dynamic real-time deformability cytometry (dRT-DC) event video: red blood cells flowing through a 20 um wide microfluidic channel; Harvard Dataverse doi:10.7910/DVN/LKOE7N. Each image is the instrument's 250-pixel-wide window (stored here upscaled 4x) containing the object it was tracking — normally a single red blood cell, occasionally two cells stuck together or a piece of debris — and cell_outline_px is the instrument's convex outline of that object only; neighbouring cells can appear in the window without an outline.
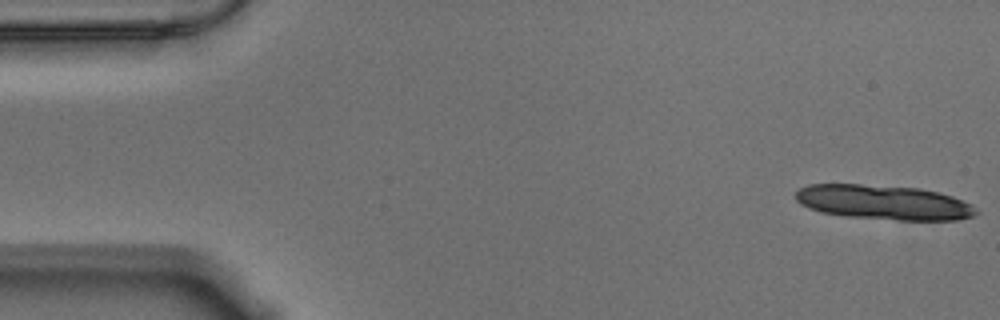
{"species": "Egyptian fruit bat (a non-hibernating species)", "species_latin": "Rousettus aegyptiacus", "temperature_condition": "warm", "stored_images_in_passage": 13, "camera_frame_rate_fps": 3000, "um_per_image_px": 0.085, "animal": {"sex": "male"}, "frame": {"image": 1, "passage_image": 1, "time_ms": 0.0, "image_size_px": [1000, 320], "cell_outline_px": [[980, 212], [972, 216], [956, 220], [900, 220], [844, 216], [820, 212], [808, 208], [800, 204], [796, 200], [796, 192], [800, 188], [808, 184], [860, 184], [920, 188], [952, 196], [972, 204]], "centroid_in_image_um": [75.1, 17.2], "position_along_channel_um": 9.9, "area_um2": 36.53}}